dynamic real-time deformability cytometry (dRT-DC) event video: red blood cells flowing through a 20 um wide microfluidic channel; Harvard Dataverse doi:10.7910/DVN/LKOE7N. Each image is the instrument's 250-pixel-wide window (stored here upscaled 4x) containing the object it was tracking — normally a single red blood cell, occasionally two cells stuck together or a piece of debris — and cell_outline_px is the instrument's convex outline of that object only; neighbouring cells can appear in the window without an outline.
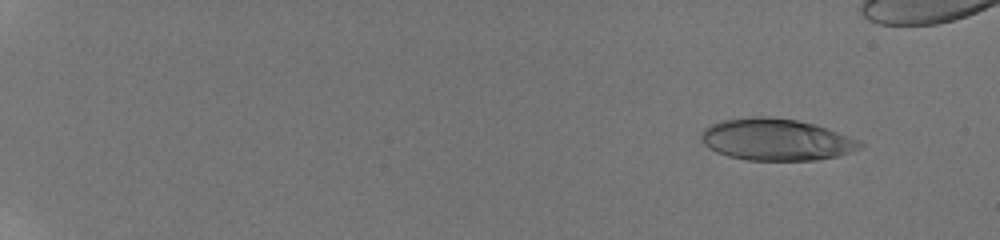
{"species": "human", "species_latin": "Homo sapiens", "temperature_condition": "room temperature", "stored_images_in_passage": 32, "camera_frame_rate_fps": 3000, "um_per_image_px": 0.085, "donor": {"sex": "male"}, "frame": {"image": 1, "passage_image": 9, "time_ms": 1.667, "image_size_px": [1000, 240], "cell_outline_px": [[864, 144], [860, 148], [852, 152], [836, 156], [816, 160], [748, 160], [728, 156], [716, 152], [708, 148], [700, 140], [700, 132], [704, 128], [720, 120], [748, 116], [772, 116], [796, 120], [812, 124], [836, 132], [856, 140]], "centroid_in_image_um": [65.88, 11.86], "position_along_channel_um": 19.1, "area_um2": 38.61}}